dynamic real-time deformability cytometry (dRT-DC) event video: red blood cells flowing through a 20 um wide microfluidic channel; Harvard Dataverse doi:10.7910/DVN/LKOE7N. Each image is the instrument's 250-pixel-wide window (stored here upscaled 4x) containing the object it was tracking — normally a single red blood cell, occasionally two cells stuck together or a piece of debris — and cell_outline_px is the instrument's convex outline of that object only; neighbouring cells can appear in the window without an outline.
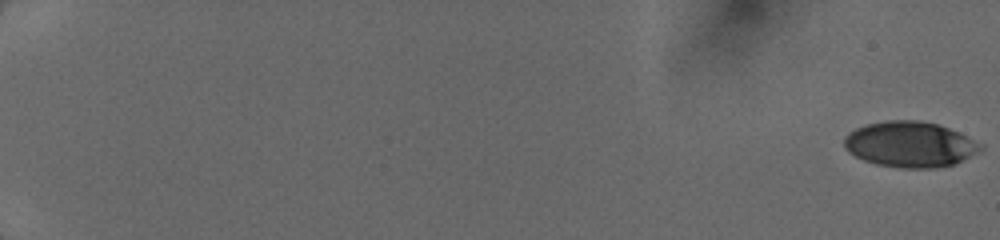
{"species": "human", "species_latin": "Homo sapiens", "temperature_condition": "cold", "stored_images_in_passage": 25, "camera_frame_rate_fps": 3000, "um_per_image_px": 0.085, "donor": {"sex": "female"}, "frame": {"image": 1, "passage_image": 1, "time_ms": 0.0, "image_size_px": [1000, 240], "cell_outline_px": [[984, 148], [952, 164], [936, 168], [900, 168], [876, 164], [864, 160], [848, 152], [844, 148], [844, 140], [856, 128], [868, 124], [888, 120], [920, 120], [936, 124], [948, 128], [984, 144]], "centroid_in_image_um": [77.34, 12.27], "position_along_channel_um": 7.7, "area_um2": 35.84}}
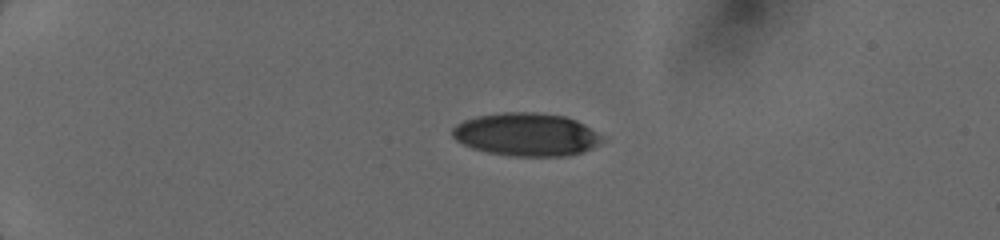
{"frame": {"image": 2, "passage_image": 15, "time_ms": 4.667, "image_size_px": [1000, 240], "cell_outline_px": [[604, 140], [592, 148], [584, 152], [568, 156], [512, 156], [488, 152], [472, 148], [456, 140], [452, 136], [452, 128], [456, 124], [464, 120], [480, 116], [504, 112], [536, 112], [564, 116], [576, 120], [584, 124], [600, 136]], "centroid_in_image_um": [44.74, 11.44], "position_along_channel_um": 40.3, "area_um2": 37.4}}
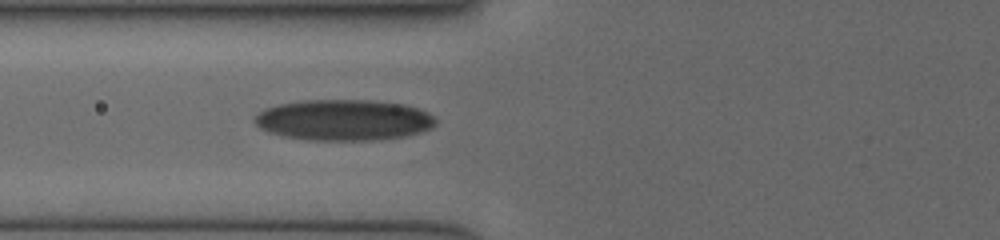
{"frame": {"image": 3, "passage_image": 24, "time_ms": 7.667, "image_size_px": [1000, 240], "cell_outline_px": [[436, 124], [432, 128], [408, 136], [376, 140], [308, 140], [284, 136], [268, 132], [260, 128], [252, 120], [260, 112], [268, 108], [280, 104], [300, 100], [368, 100], [404, 104], [416, 108], [432, 116], [436, 120]], "centroid_in_image_um": [29.21, 10.21], "position_along_channel_um": 96.6, "area_um2": 43.12}}